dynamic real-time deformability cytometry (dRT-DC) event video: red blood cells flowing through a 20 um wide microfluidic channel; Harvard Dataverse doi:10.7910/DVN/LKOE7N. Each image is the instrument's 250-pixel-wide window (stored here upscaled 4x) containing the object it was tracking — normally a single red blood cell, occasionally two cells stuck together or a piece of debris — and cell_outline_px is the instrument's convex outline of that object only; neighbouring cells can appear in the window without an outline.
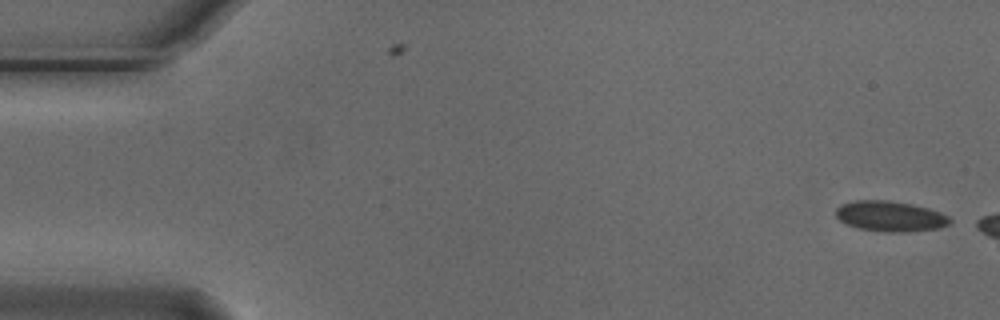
{"species": "Egyptian fruit bat (a non-hibernating species)", "species_latin": "Rousettus aegyptiacus", "temperature_condition": "cold", "stored_images_in_passage": 3, "camera_frame_rate_fps": 3000, "um_per_image_px": 0.085, "animal": {"sex": "male"}, "frame": {"image": 1, "passage_image": 1, "time_ms": 0.0, "image_size_px": [1000, 320], "cell_outline_px": [[952, 220], [948, 224], [940, 228], [908, 232], [884, 232], [860, 228], [848, 224], [840, 220], [836, 216], [836, 208], [840, 204], [856, 200], [888, 200], [912, 204], [928, 208], [940, 212], [948, 216]], "centroid_in_image_um": [75.68, 18.38], "position_along_channel_um": 9.3, "area_um2": 20.23}}